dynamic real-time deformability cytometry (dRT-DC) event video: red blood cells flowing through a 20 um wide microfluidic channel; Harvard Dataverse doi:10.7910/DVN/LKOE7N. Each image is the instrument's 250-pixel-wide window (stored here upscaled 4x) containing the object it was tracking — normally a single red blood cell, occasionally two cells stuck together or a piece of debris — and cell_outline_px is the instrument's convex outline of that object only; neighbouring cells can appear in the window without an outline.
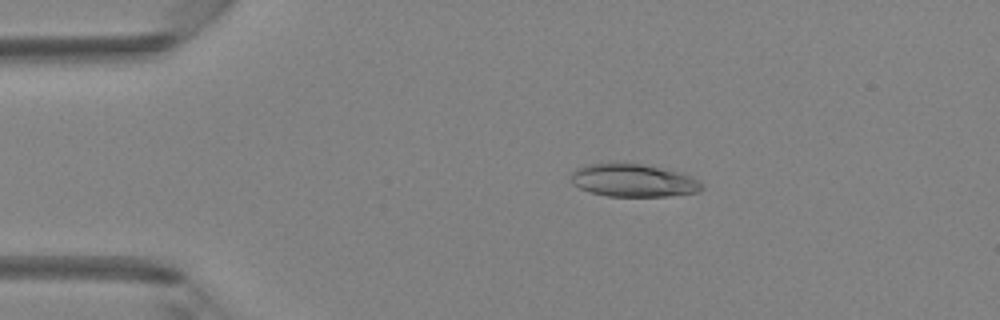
{"species": "Egyptian fruit bat (a non-hibernating species)", "species_latin": "Rousettus aegyptiacus", "temperature_condition": "room temperature", "stored_images_in_passage": 48, "camera_frame_rate_fps": 3000, "um_per_image_px": 0.085, "animal": {"sex": "female"}, "frame": {"image": 1, "passage_image": 9, "time_ms": 2.667, "image_size_px": [1000, 320], "cell_outline_px": [[704, 188], [700, 192], [668, 196], [608, 196], [588, 192], [572, 184], [572, 172], [588, 164], [640, 164], [680, 172], [704, 184]], "centroid_in_image_um": [53.86, 15.36], "position_along_channel_um": 31.1, "area_um2": 24.62}}
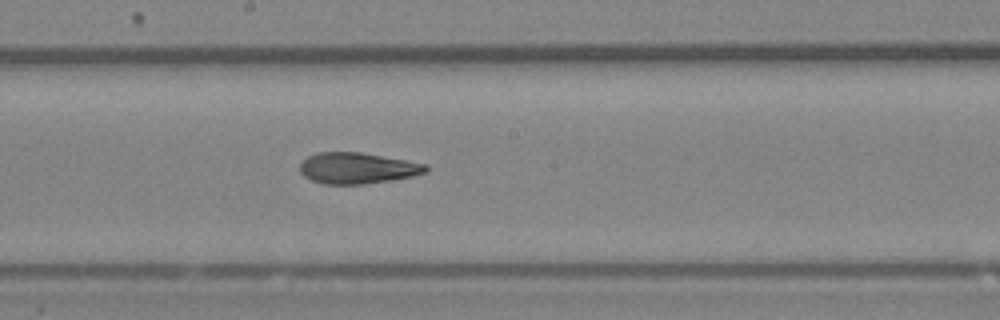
{"frame": {"image": 2, "passage_image": 26, "time_ms": 8.333, "image_size_px": [1000, 320], "cell_outline_px": [[428, 172], [412, 176], [392, 180], [364, 184], [324, 184], [312, 180], [304, 176], [300, 172], [300, 164], [308, 156], [316, 152], [360, 152], [428, 164]], "centroid_in_image_um": [30.39, 14.29], "position_along_channel_um": 217.8, "area_um2": 22.83}}
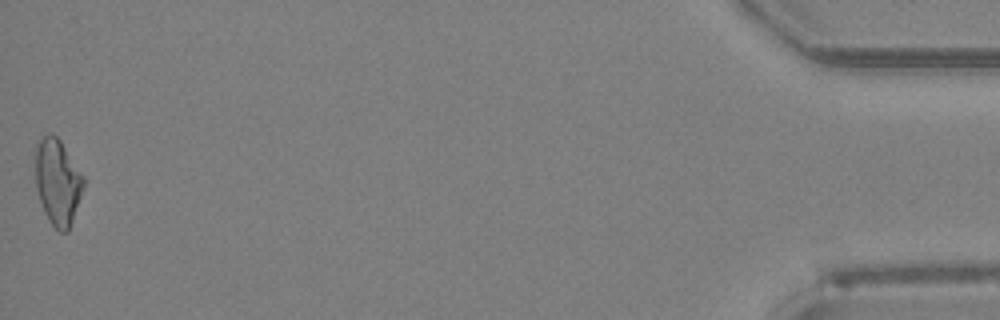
{"frame": {"image": 3, "passage_image": 48, "time_ms": 15.667, "image_size_px": [1000, 320], "cell_outline_px": [[84, 188], [68, 232], [60, 232], [52, 224], [44, 212], [36, 188], [36, 144], [44, 136], [52, 132], [60, 140], [84, 176]], "centroid_in_image_um": [4.91, 15.46], "position_along_channel_um": 430.3, "area_um2": 23.93}, "authors_computed_cell_mechanics": {"area_um2": 23.698, "velocity_mm_per_s": 4.1936, "shape_relaxation_time_tau1_ms": null, "shape_relaxation_time_tau2_ms": 2.5552, "deformation_change_tau1": null, "deformation_change_tau2": 0.1047}}